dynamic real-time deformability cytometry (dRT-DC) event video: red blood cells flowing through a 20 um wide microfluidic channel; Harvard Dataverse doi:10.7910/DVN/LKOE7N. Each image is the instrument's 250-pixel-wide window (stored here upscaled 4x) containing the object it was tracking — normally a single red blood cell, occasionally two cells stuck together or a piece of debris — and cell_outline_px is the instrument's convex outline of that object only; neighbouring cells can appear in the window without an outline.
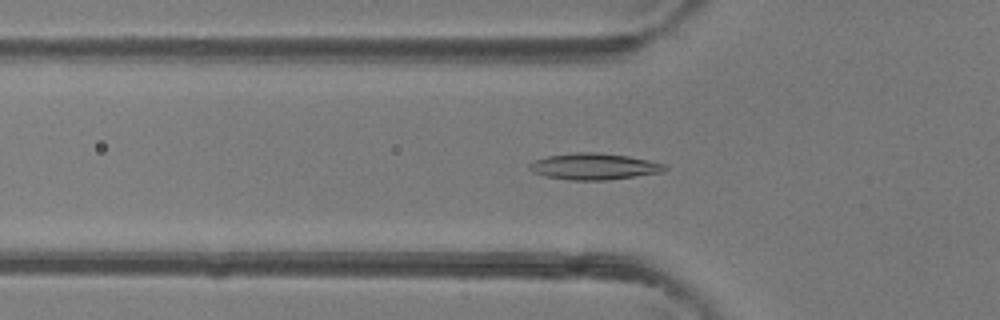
{"species": "common noctule bat (a hibernating species)", "species_latin": "Nyctalus noctula", "temperature_condition": "room temperature", "stored_images_in_passage": 46, "camera_frame_rate_fps": 3000, "um_per_image_px": 0.085, "animal": {"sex": "female"}, "frame": {"image": 1, "passage_image": 15, "time_ms": 4.667, "image_size_px": [1000, 320], "cell_outline_px": [[668, 168], [664, 172], [604, 180], [568, 180], [544, 176], [532, 172], [528, 168], [528, 164], [536, 160], [548, 156], [576, 152], [596, 152], [628, 156], [648, 160], [664, 164]], "centroid_in_image_um": [50.47, 14.15], "position_along_channel_um": 75.3, "area_um2": 20.75}}
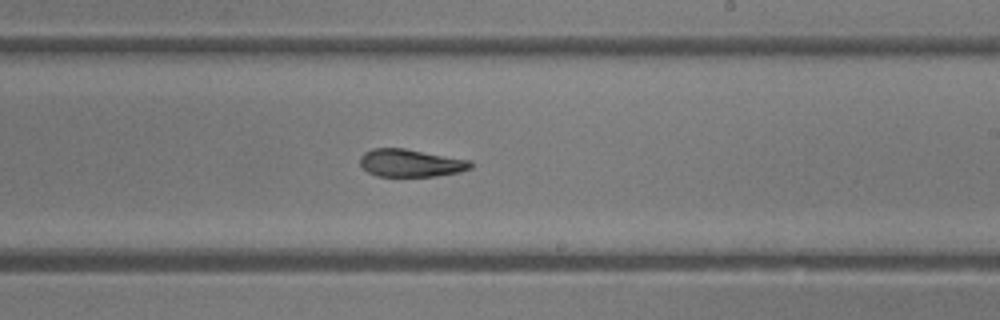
{"frame": {"image": 2, "passage_image": 27, "time_ms": 8.667, "image_size_px": [1000, 320], "cell_outline_px": [[472, 168], [460, 172], [436, 176], [376, 176], [368, 172], [360, 164], [360, 156], [364, 152], [372, 148], [404, 148], [472, 160]], "centroid_in_image_um": [34.92, 13.85], "position_along_channel_um": 254.1, "area_um2": 17.98}}
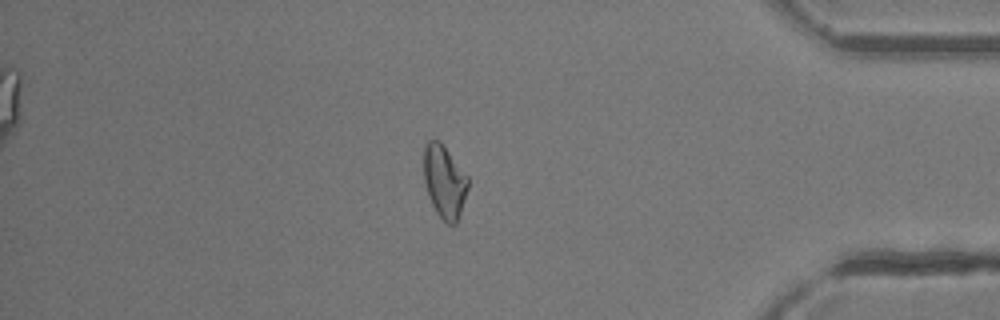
{"frame": {"image": 3, "passage_image": 39, "time_ms": 12.667, "image_size_px": [1000, 320], "cell_outline_px": [[468, 188], [456, 224], [448, 224], [436, 212], [432, 204], [424, 184], [424, 144], [428, 140], [440, 140], [468, 176]], "centroid_in_image_um": [37.76, 15.4], "position_along_channel_um": 397.4, "area_um2": 18.73}, "authors_computed_cell_mechanics": {"area_um2": 18.9584, "velocity_mm_per_s": 4.4589, "shape_relaxation_time_tau1_ms": null, "shape_relaxation_time_tau2_ms": 4.2815, "deformation_change_tau1": null, "deformation_change_tau2": 0.1118}}